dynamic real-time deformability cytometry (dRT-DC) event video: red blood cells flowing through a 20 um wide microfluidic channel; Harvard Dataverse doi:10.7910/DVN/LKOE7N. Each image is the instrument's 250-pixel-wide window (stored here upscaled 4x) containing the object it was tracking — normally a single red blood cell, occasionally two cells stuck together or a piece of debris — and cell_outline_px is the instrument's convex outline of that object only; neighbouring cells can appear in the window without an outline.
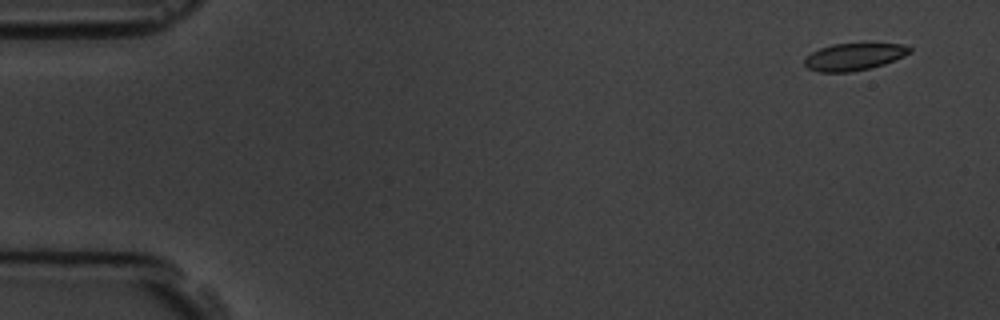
{"species": "common noctule bat (a hibernating species)", "species_latin": "Nyctalus noctula", "temperature_condition": "room temperature", "stored_images_in_passage": 5, "camera_frame_rate_fps": 3000, "um_per_image_px": 0.085, "animal": {"sex": "male", "body_mass_g": 19.5, "forearm_length_mm": 54.6}, "frame": {"image": 1, "passage_image": 1, "time_ms": 0.0, "image_size_px": [1000, 320], "cell_outline_px": [[912, 52], [904, 56], [884, 64], [872, 68], [852, 72], [820, 72], [808, 68], [804, 64], [804, 60], [812, 52], [820, 48], [832, 44], [900, 44], [912, 48]], "centroid_in_image_um": [72.59, 4.83], "position_along_channel_um": 12.4, "area_um2": 16.53}}
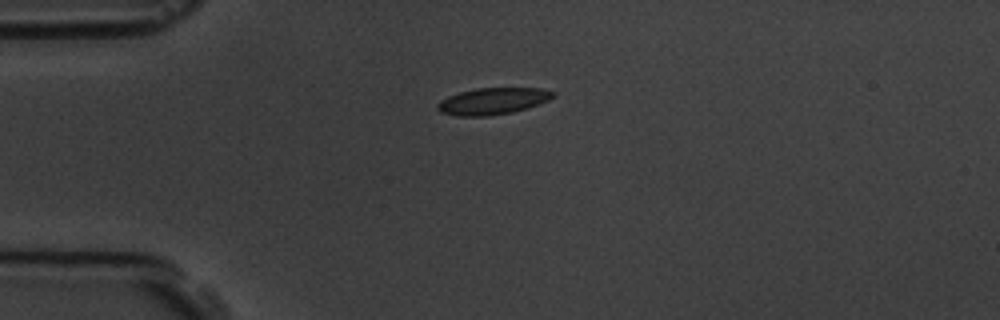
{"frame": {"image": 2, "passage_image": 4, "time_ms": 3.667, "image_size_px": [1000, 320], "cell_outline_px": [[556, 96], [548, 100], [528, 108], [512, 112], [488, 116], [456, 116], [440, 112], [436, 108], [436, 104], [440, 100], [448, 96], [460, 92], [476, 88], [540, 88], [556, 92]], "centroid_in_image_um": [41.87, 8.6], "position_along_channel_um": 43.1, "area_um2": 18.09}}